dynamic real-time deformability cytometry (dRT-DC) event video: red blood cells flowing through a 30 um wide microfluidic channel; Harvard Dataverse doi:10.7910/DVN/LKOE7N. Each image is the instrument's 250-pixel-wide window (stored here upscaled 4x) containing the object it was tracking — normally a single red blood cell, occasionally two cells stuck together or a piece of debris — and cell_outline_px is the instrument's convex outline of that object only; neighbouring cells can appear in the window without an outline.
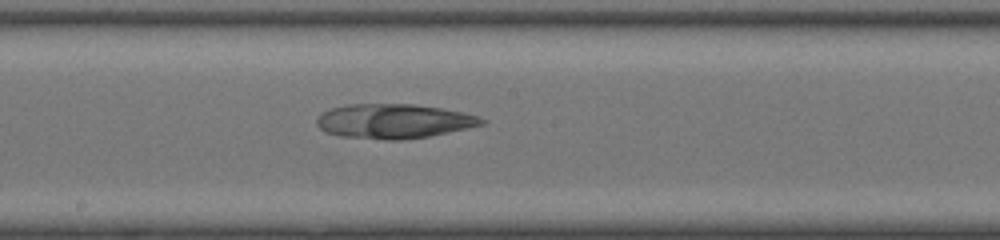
{"species": "common noctule bat (a hibernating species)", "species_latin": "Nyctalus noctula", "temperature_condition": "room temperature", "stored_images_in_passage": 33, "camera_frame_rate_fps": 3000, "um_per_image_px": 0.085, "animal": {"sex": "female", "body_mass_g": 20.0, "forearm_length_mm": 54.0}, "frame": {"image": 1, "passage_image": 12, "time_ms": 3.667, "image_size_px": [1000, 240], "cell_outline_px": [[488, 120], [484, 124], [468, 128], [428, 136], [404, 140], [384, 140], [340, 136], [324, 132], [316, 124], [316, 116], [332, 108], [348, 104], [412, 104], [440, 108], [480, 116]], "centroid_in_image_um": [33.46, 10.31], "position_along_channel_um": 214.7, "area_um2": 33.23}}
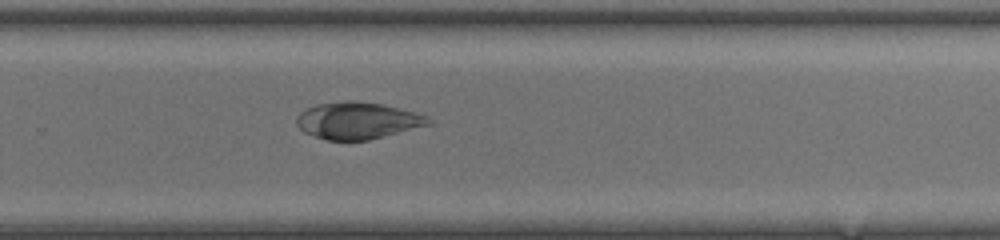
{"frame": {"image": 2, "passage_image": 18, "time_ms": 5.667, "image_size_px": [1000, 240], "cell_outline_px": [[432, 124], [368, 140], [328, 140], [304, 132], [296, 124], [296, 116], [300, 112], [316, 104], [344, 100], [352, 100], [380, 104], [428, 116], [432, 120]], "centroid_in_image_um": [30.37, 10.24], "position_along_channel_um": 299.4, "area_um2": 28.09}}
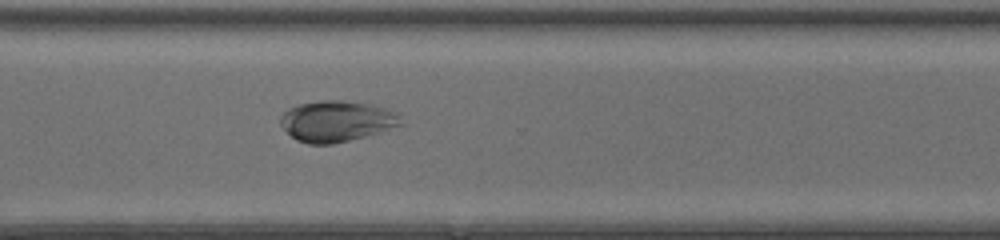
{"frame": {"image": 3, "passage_image": 21, "time_ms": 6.667, "image_size_px": [1000, 240], "cell_outline_px": [[400, 124], [364, 136], [332, 144], [308, 144], [296, 140], [280, 124], [280, 116], [288, 108], [300, 104], [320, 100], [340, 100], [372, 104], [396, 112]], "centroid_in_image_um": [28.53, 10.29], "position_along_channel_um": 342.1, "area_um2": 28.15}}